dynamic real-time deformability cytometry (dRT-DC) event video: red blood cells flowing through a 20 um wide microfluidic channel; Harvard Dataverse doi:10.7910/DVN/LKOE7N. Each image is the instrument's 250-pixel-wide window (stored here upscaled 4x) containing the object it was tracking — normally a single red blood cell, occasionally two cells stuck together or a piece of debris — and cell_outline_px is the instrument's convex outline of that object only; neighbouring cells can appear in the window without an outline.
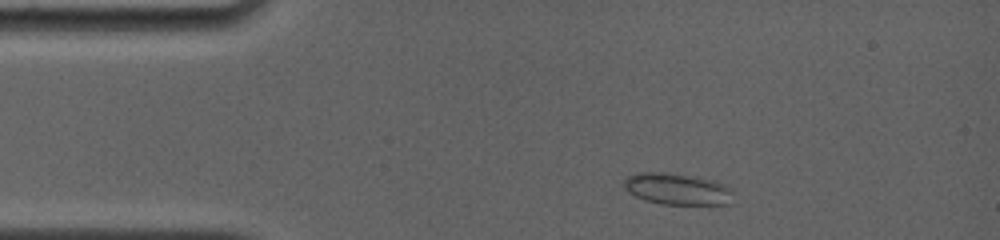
{"species": "common noctule bat (a hibernating species)", "species_latin": "Nyctalus noctula", "temperature_condition": "room temperature", "stored_images_in_passage": 8, "camera_frame_rate_fps": 4000, "um_per_image_px": 0.085, "animal": {"sex": "female", "body_mass_g": 19.0, "forearm_length_mm": 56.7}, "frame": {"image": 1, "passage_image": 2, "time_ms": 1.0, "image_size_px": [1000, 240], "cell_outline_px": [[732, 192], [728, 204], [664, 204], [648, 200], [636, 196], [628, 192], [624, 188], [624, 180], [628, 176], [636, 172], [660, 172], [692, 176], [712, 180], [724, 184], [732, 188]], "centroid_in_image_um": [57.54, 16.05], "position_along_channel_um": 27.5, "area_um2": 19.77}}
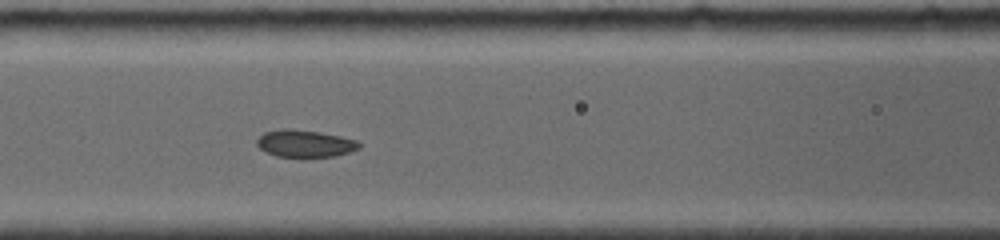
{"frame": {"image": 2, "passage_image": 6, "time_ms": 5.25, "image_size_px": [1000, 240], "cell_outline_px": [[360, 148], [348, 152], [332, 156], [276, 156], [260, 148], [256, 144], [256, 140], [264, 132], [280, 128], [292, 128], [340, 136], [360, 140]], "centroid_in_image_um": [25.91, 12.17], "position_along_channel_um": 140.7, "area_um2": 16.01}}
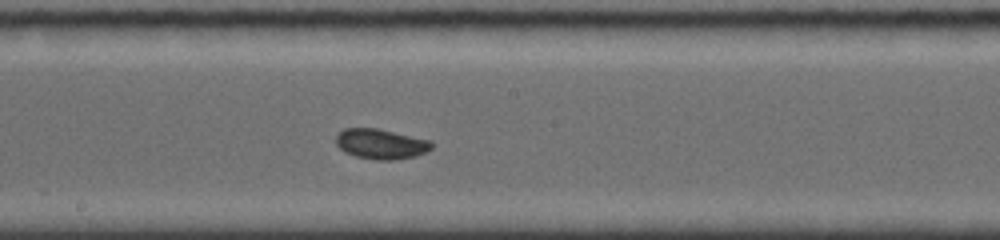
{"frame": {"image": 3, "passage_image": 8, "time_ms": 7.25, "image_size_px": [1000, 240], "cell_outline_px": [[432, 148], [416, 156], [392, 160], [376, 160], [356, 156], [344, 152], [336, 144], [336, 136], [344, 128], [376, 128], [432, 140]], "centroid_in_image_um": [32.38, 12.23], "position_along_channel_um": 215.8, "area_um2": 16.76}}